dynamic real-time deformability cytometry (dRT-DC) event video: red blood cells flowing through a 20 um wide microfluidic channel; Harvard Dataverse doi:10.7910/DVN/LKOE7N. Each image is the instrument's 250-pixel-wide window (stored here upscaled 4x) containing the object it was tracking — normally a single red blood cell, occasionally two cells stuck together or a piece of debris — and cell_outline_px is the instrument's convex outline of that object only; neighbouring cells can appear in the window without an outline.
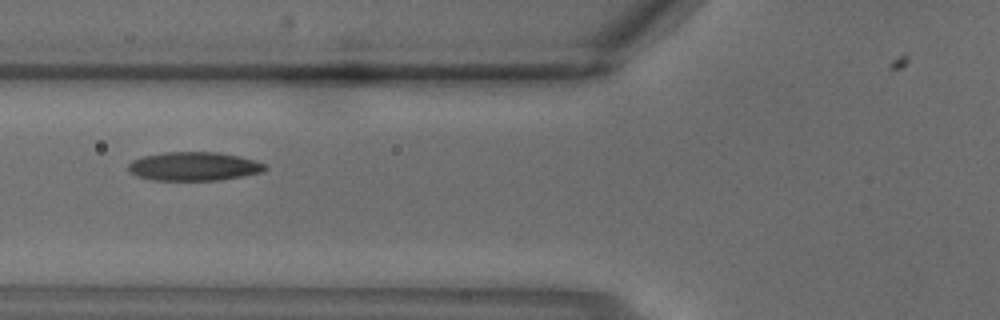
{"species": "common noctule bat (a hibernating species)", "species_latin": "Nyctalus noctula", "temperature_condition": "warm", "stored_images_in_passage": 4, "camera_frame_rate_fps": 3000, "um_per_image_px": 0.085, "animal": {"sex": "male", "body_mass_g": 18.8}, "frame": {"image": 1, "passage_image": 4, "time_ms": 1.0, "image_size_px": [1000, 320], "cell_outline_px": [[268, 168], [264, 172], [220, 180], [152, 180], [136, 176], [128, 172], [128, 164], [132, 160], [144, 156], [164, 152], [216, 152], [236, 156], [252, 160], [264, 164]], "centroid_in_image_um": [16.44, 14.15], "position_along_channel_um": 109.4, "area_um2": 22.83}}